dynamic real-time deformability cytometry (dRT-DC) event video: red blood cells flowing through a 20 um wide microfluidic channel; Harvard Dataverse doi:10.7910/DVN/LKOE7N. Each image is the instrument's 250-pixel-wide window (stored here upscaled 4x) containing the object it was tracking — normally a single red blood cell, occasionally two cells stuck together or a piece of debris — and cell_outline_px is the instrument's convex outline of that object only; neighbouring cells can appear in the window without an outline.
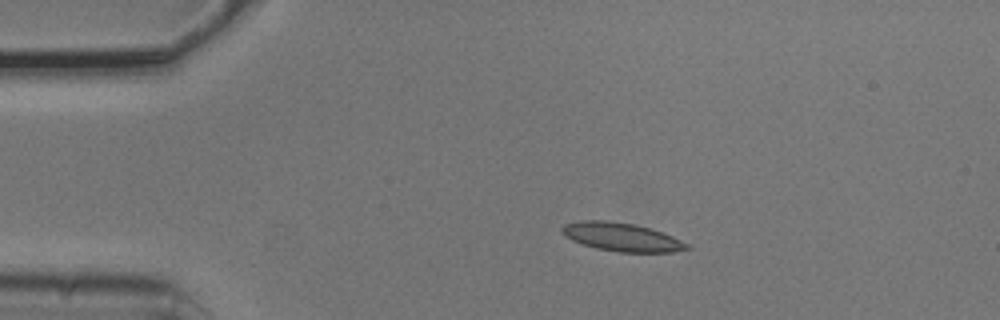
{"species": "common noctule bat (a hibernating species)", "species_latin": "Nyctalus noctula", "temperature_condition": "cold", "stored_images_in_passage": 3, "camera_frame_rate_fps": 3000, "um_per_image_px": 0.085, "animal": {"sex": "male", "body_mass_g": 20.5, "forearm_length_mm": 52.5}, "frame": {"image": 1, "passage_image": 1, "time_ms": 0.0, "image_size_px": [1000, 320], "cell_outline_px": [[692, 248], [672, 252], [620, 252], [596, 248], [572, 240], [564, 236], [560, 228], [564, 224], [580, 220], [608, 220], [636, 224], [672, 236], [688, 244]], "centroid_in_image_um": [52.81, 20.14], "position_along_channel_um": 32.2, "area_um2": 20.63}}
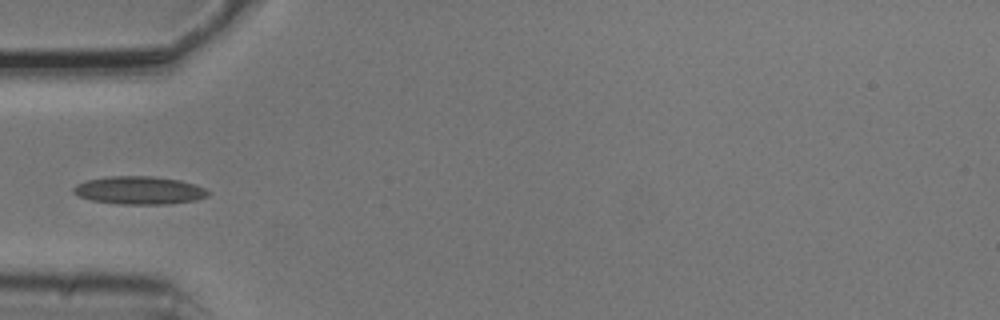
{"frame": {"image": 2, "passage_image": 3, "time_ms": 0.667, "image_size_px": [1000, 320], "cell_outline_px": [[208, 196], [196, 200], [168, 204], [120, 204], [92, 200], [80, 196], [72, 192], [72, 188], [76, 184], [84, 180], [108, 176], [156, 176], [180, 180], [196, 184], [204, 188], [208, 192]], "centroid_in_image_um": [11.82, 16.17], "position_along_channel_um": 73.2, "area_um2": 22.08}}